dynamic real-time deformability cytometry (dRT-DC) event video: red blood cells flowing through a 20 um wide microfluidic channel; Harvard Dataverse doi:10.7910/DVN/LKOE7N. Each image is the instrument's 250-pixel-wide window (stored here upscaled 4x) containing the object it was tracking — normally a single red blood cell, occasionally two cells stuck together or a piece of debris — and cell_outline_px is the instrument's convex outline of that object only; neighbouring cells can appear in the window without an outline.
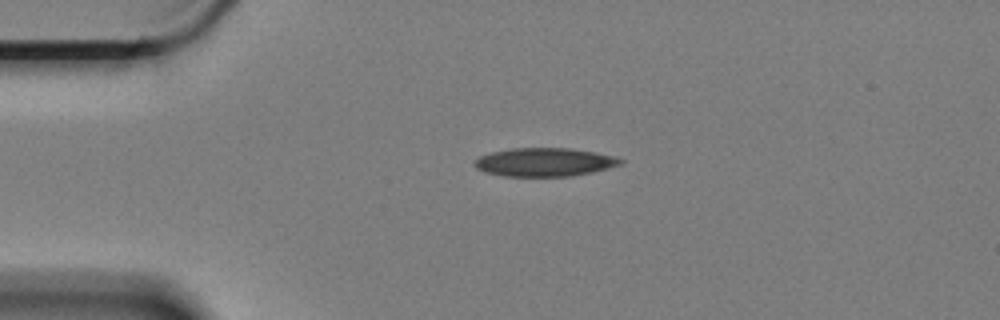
{"species": "Egyptian fruit bat (a non-hibernating species)", "species_latin": "Rousettus aegyptiacus", "temperature_condition": "cold", "stored_images_in_passage": 2, "camera_frame_rate_fps": 3000, "um_per_image_px": 0.085, "animal": {"sex": "female"}, "frame": {"image": 1, "passage_image": 1, "time_ms": 0.0, "image_size_px": [1000, 320], "cell_outline_px": [[624, 164], [592, 172], [572, 176], [504, 176], [484, 172], [476, 168], [472, 164], [480, 156], [492, 152], [512, 148], [568, 148], [616, 156], [624, 160]], "centroid_in_image_um": [46.29, 13.78], "position_along_channel_um": 38.7, "area_um2": 24.22}}